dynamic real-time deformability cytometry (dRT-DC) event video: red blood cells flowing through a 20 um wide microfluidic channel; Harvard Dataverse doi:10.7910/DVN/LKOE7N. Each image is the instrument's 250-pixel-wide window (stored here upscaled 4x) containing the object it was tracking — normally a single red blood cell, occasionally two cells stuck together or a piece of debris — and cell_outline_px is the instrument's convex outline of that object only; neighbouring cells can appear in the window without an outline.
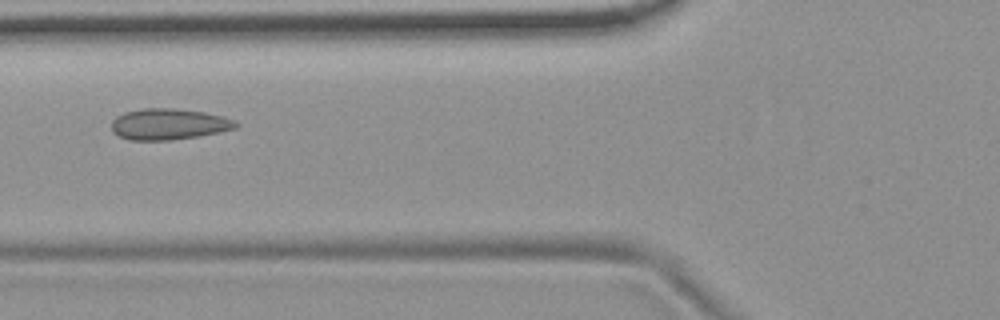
{"species": "common noctule bat (a hibernating species)", "species_latin": "Nyctalus noctula", "temperature_condition": "room temperature", "stored_images_in_passage": 12, "camera_frame_rate_fps": 3000, "um_per_image_px": 0.085, "animal": {"sex": "female", "body_mass_g": 19.9}, "frame": {"image": 1, "passage_image": 3, "time_ms": 0.667, "image_size_px": [1000, 320], "cell_outline_px": [[240, 124], [236, 128], [196, 136], [168, 140], [128, 140], [112, 132], [112, 120], [116, 116], [124, 112], [144, 108], [172, 108], [204, 112], [220, 116], [232, 120]], "centroid_in_image_um": [14.28, 10.55], "position_along_channel_um": 111.5, "area_um2": 22.25}}
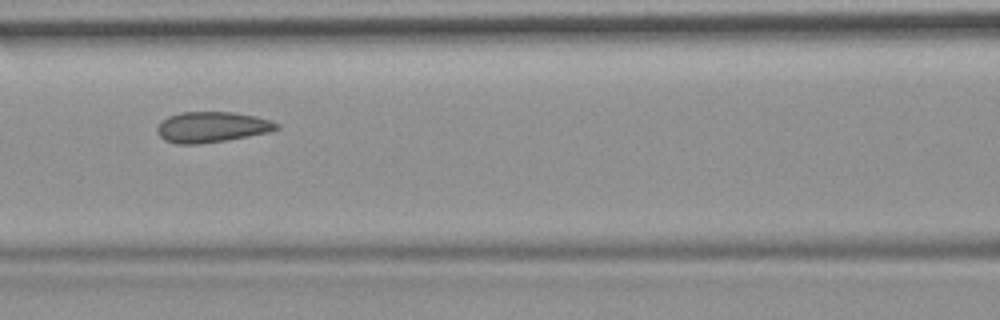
{"frame": {"image": 2, "passage_image": 4, "time_ms": 1.0, "image_size_px": [1000, 320], "cell_outline_px": [[280, 128], [268, 132], [248, 136], [200, 144], [176, 144], [164, 140], [156, 132], [156, 128], [168, 116], [180, 112], [232, 112], [256, 116], [272, 120], [280, 124]], "centroid_in_image_um": [18.01, 10.8], "position_along_channel_um": 148.6, "area_um2": 21.33}}
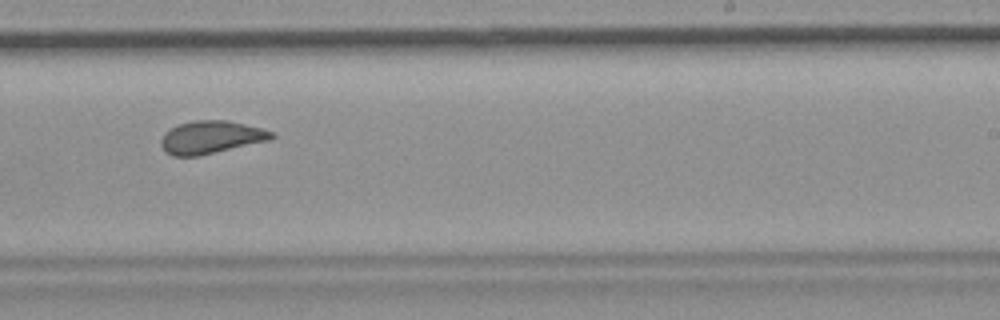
{"frame": {"image": 3, "passage_image": 7, "time_ms": 2.0, "image_size_px": [1000, 320], "cell_outline_px": [[276, 136], [268, 140], [200, 156], [172, 156], [164, 152], [160, 144], [160, 140], [164, 132], [180, 124], [192, 120], [224, 120], [264, 128], [272, 132]], "centroid_in_image_um": [17.89, 11.67], "position_along_channel_um": 271.1, "area_um2": 21.15}}